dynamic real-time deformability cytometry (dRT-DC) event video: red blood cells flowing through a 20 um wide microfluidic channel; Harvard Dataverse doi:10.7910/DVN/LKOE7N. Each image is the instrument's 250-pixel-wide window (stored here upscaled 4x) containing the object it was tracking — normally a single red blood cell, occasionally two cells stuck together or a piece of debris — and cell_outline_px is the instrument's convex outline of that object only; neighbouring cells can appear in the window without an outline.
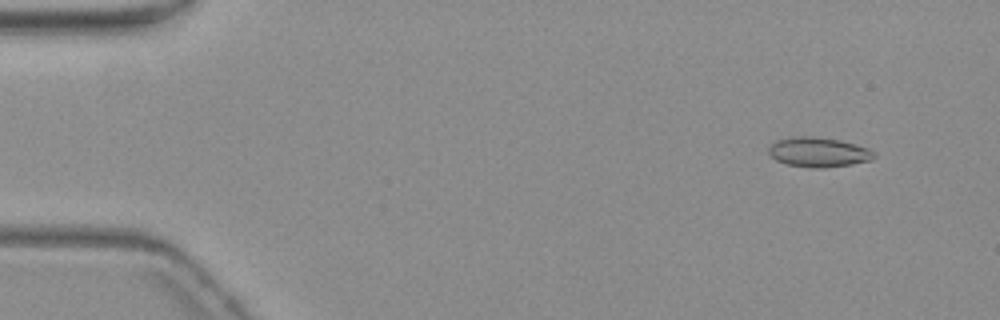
{"species": "common noctule bat (a hibernating species)", "species_latin": "Nyctalus noctula", "temperature_condition": "warm", "stored_images_in_passage": 5, "camera_frame_rate_fps": 3000, "um_per_image_px": 0.085, "animal": {"sex": "female", "body_mass_g": 19.3, "forearm_length_mm": 54.1}, "frame": {"image": 1, "passage_image": 1, "time_ms": 0.0, "image_size_px": [1000, 320], "cell_outline_px": [[876, 156], [872, 160], [852, 164], [824, 168], [812, 168], [788, 164], [776, 160], [768, 152], [768, 144], [776, 140], [796, 136], [812, 136], [840, 140], [868, 148], [876, 152]], "centroid_in_image_um": [69.57, 12.93], "position_along_channel_um": 15.4, "area_um2": 18.38}}
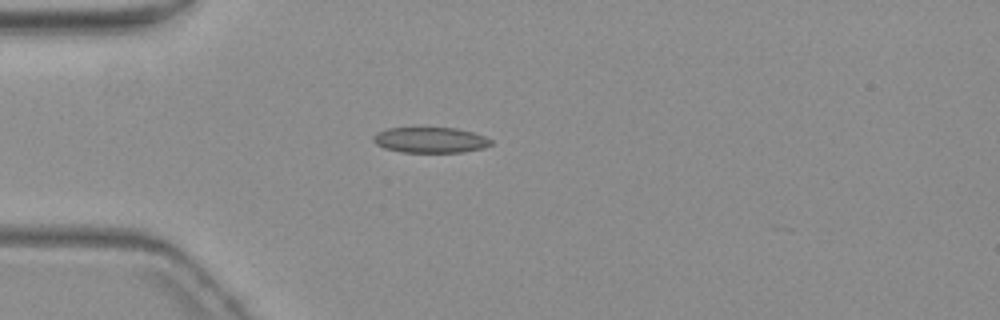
{"frame": {"image": 2, "passage_image": 4, "time_ms": 3.667, "image_size_px": [1000, 320], "cell_outline_px": [[492, 144], [484, 148], [464, 152], [400, 152], [384, 148], [376, 144], [372, 140], [372, 136], [376, 132], [388, 128], [456, 128], [472, 132], [484, 136], [492, 140]], "centroid_in_image_um": [36.56, 11.9], "position_along_channel_um": 48.4, "area_um2": 17.63}}